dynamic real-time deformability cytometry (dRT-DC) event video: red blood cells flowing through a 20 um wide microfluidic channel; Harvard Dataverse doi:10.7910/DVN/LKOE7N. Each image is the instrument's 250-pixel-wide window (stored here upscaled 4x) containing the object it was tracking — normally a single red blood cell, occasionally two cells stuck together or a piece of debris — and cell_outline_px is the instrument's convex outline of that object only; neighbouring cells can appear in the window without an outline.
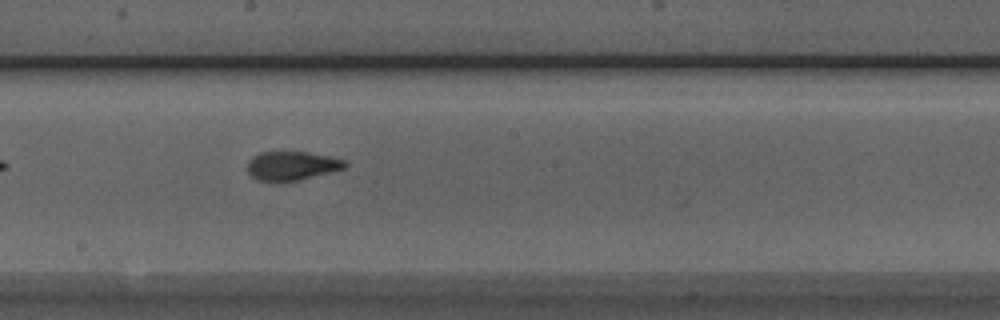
{"species": "Egyptian fruit bat (a non-hibernating species)", "species_latin": "Rousettus aegyptiacus", "temperature_condition": "room temperature", "stored_images_in_passage": 38, "camera_frame_rate_fps": 3000, "um_per_image_px": 0.085, "animal": {"sex": "male"}, "frame": {"image": 1, "passage_image": 14, "time_ms": 4.333, "image_size_px": [1000, 320], "cell_outline_px": [[348, 164], [344, 168], [296, 180], [256, 180], [248, 172], [248, 160], [252, 156], [260, 152], [308, 152], [328, 156], [344, 160]], "centroid_in_image_um": [24.77, 14.06], "position_along_channel_um": 223.4, "area_um2": 15.95}}
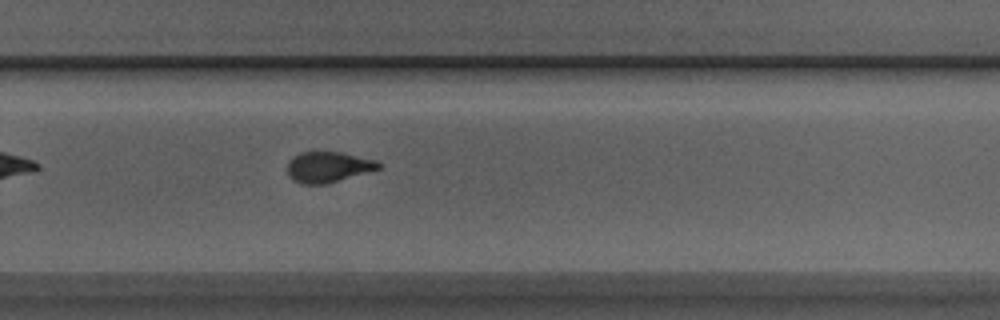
{"frame": {"image": 2, "passage_image": 20, "time_ms": 6.333, "image_size_px": [1000, 320], "cell_outline_px": [[384, 164], [380, 168], [324, 184], [300, 184], [292, 180], [288, 176], [288, 160], [292, 156], [300, 152], [340, 152], [376, 160]], "centroid_in_image_um": [27.85, 14.19], "position_along_channel_um": 301.9, "area_um2": 16.24}}
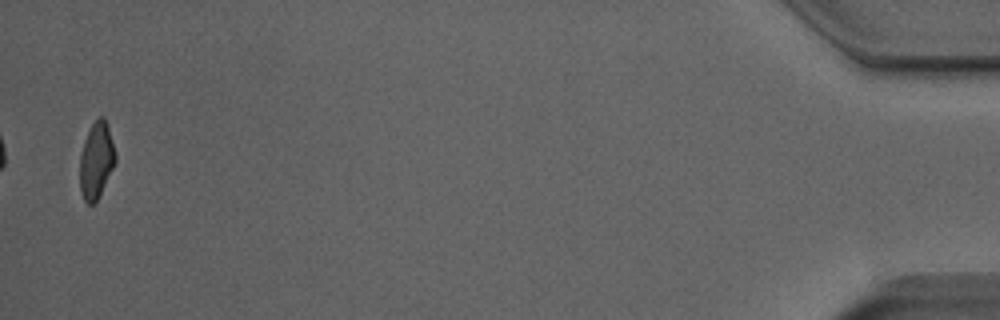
{"frame": {"image": 3, "passage_image": 37, "time_ms": 12.0, "image_size_px": [1000, 320], "cell_outline_px": [[116, 160], [96, 200], [92, 204], [88, 204], [84, 200], [80, 192], [80, 156], [84, 140], [92, 124], [100, 116], [104, 116], [108, 124], [116, 156]], "centroid_in_image_um": [8.17, 13.59], "position_along_channel_um": 427.0, "area_um2": 15.49}, "authors_computed_cell_mechanics": {"area_um2": 16.5597, "velocity_mm_per_s": 3.9384, "shape_relaxation_time_tau1_ms": 3.2078, "shape_relaxation_time_tau2_ms": 1.3491, "deformation_change_tau1": 0.1557, "deformation_change_tau2": 0.0678}}